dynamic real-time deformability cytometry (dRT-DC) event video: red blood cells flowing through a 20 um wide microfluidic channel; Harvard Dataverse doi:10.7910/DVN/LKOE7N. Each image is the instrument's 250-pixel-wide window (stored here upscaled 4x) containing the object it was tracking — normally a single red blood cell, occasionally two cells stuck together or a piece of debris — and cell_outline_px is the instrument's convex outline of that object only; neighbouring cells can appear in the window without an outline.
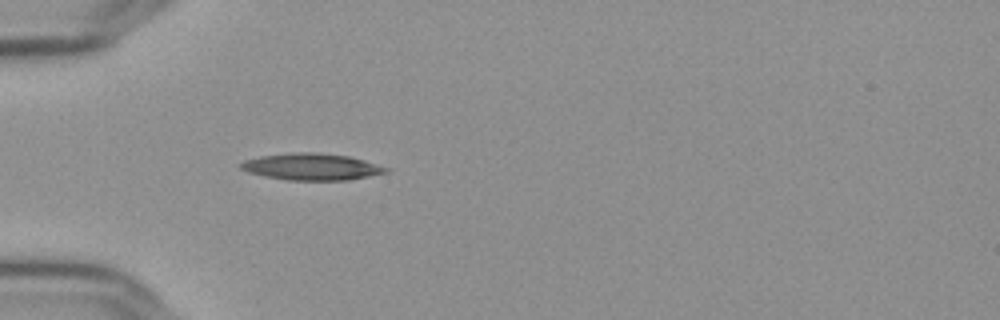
{"species": "Egyptian fruit bat (a non-hibernating species)", "species_latin": "Rousettus aegyptiacus", "temperature_condition": "cold", "stored_images_in_passage": 39, "camera_frame_rate_fps": 3000, "um_per_image_px": 0.085, "frame": {"image": 1, "passage_image": 1, "time_ms": 0.0, "image_size_px": [1000, 320], "cell_outline_px": [[388, 172], [348, 180], [288, 180], [264, 176], [248, 172], [240, 168], [236, 164], [244, 160], [260, 156], [296, 152], [312, 152], [348, 156], [364, 160], [388, 168]], "centroid_in_image_um": [26.43, 14.17], "position_along_channel_um": 58.6, "area_um2": 22.48}}
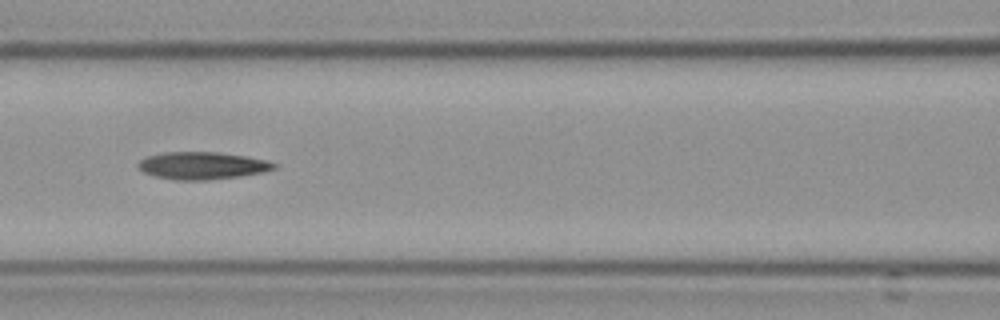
{"frame": {"image": 2, "passage_image": 9, "time_ms": 2.667, "image_size_px": [1000, 320], "cell_outline_px": [[276, 168], [264, 172], [240, 176], [204, 180], [176, 180], [156, 176], [144, 172], [136, 164], [140, 160], [148, 156], [164, 152], [216, 152], [244, 156], [264, 160], [276, 164]], "centroid_in_image_um": [17.17, 14.08], "position_along_channel_um": 149.4, "area_um2": 21.39}}
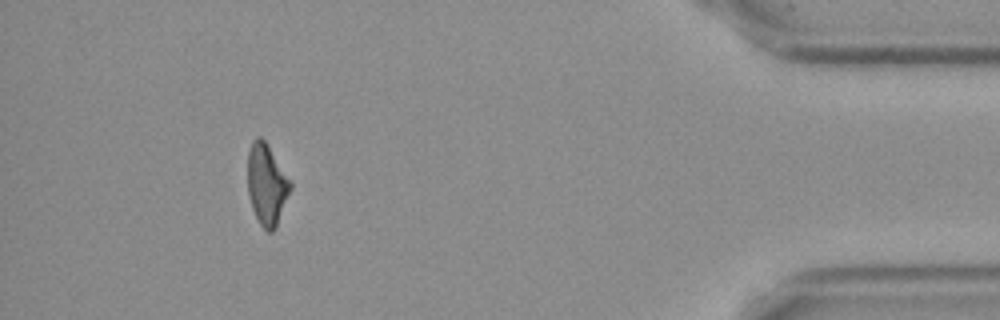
{"frame": {"image": 3, "passage_image": 35, "time_ms": 11.333, "image_size_px": [1000, 320], "cell_outline_px": [[292, 188], [276, 228], [272, 232], [268, 232], [260, 224], [252, 208], [248, 192], [248, 152], [252, 140], [256, 136], [260, 136], [264, 140], [292, 180]], "centroid_in_image_um": [22.69, 15.67], "position_along_channel_um": 412.5, "area_um2": 20.35}, "authors_computed_cell_mechanics": {"area_um2": 21.386, "velocity_mm_per_s": 3.6516, "shape_relaxation_time_tau1_ms": 6.8567, "shape_relaxation_time_tau2_ms": 7.4262, "deformation_change_tau1": 0.1776, "deformation_change_tau2": 0.2069}}